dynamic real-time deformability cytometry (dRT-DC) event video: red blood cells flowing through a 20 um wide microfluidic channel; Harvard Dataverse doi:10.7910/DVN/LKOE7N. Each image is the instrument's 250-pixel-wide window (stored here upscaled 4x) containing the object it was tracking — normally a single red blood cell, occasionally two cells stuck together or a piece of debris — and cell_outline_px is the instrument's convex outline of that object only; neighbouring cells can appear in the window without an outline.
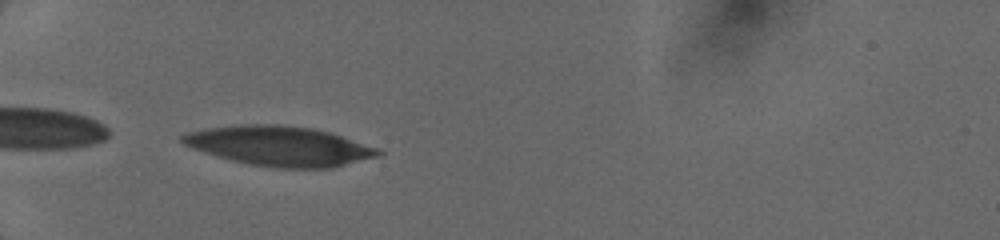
{"species": "human", "species_latin": "Homo sapiens", "temperature_condition": "cold", "stored_images_in_passage": 15, "camera_frame_rate_fps": 3000, "um_per_image_px": 0.085, "donor": {"sex": "female"}, "frame": {"image": 1, "passage_image": 1, "time_ms": 0.0, "image_size_px": [1000, 240], "cell_outline_px": [[384, 152], [380, 156], [332, 168], [276, 168], [252, 164], [232, 160], [184, 144], [180, 140], [180, 136], [188, 132], [208, 128], [248, 124], [276, 124], [312, 128], [328, 132], [376, 148]], "centroid_in_image_um": [23.8, 12.41], "position_along_channel_um": 61.2, "area_um2": 44.56}}
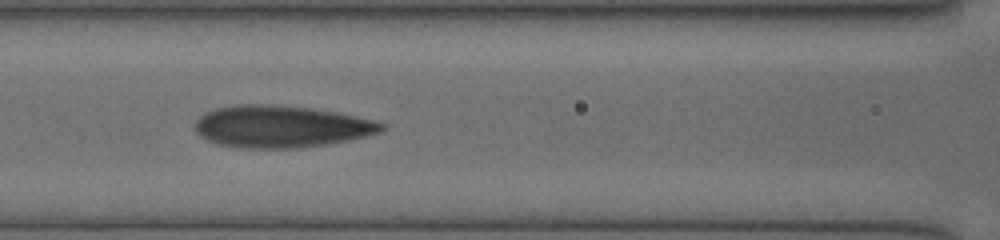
{"frame": {"image": 2, "passage_image": 10, "time_ms": 2.333, "image_size_px": [1000, 240], "cell_outline_px": [[388, 128], [380, 132], [364, 136], [328, 144], [300, 148], [240, 148], [220, 144], [208, 140], [200, 136], [192, 128], [192, 124], [204, 112], [216, 108], [236, 104], [272, 104], [312, 108], [336, 112], [372, 120], [384, 124]], "centroid_in_image_um": [23.83, 10.75], "position_along_channel_um": 142.8, "area_um2": 45.89}}
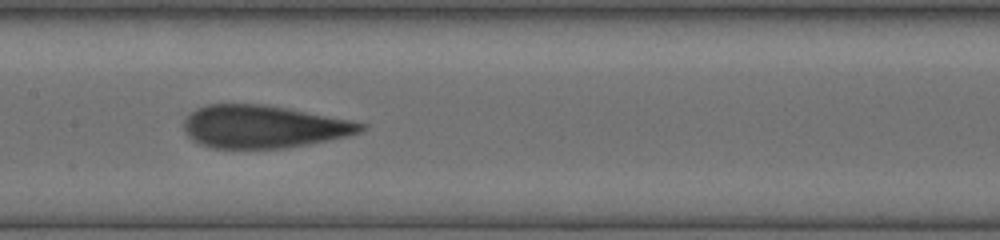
{"frame": {"image": 3, "passage_image": 14, "time_ms": 3.333, "image_size_px": [1000, 240], "cell_outline_px": [[368, 124], [360, 132], [328, 140], [288, 148], [212, 148], [200, 144], [192, 140], [184, 132], [184, 120], [196, 108], [204, 104], [260, 104], [288, 108]], "centroid_in_image_um": [22.34, 10.77], "position_along_channel_um": 185.1, "area_um2": 43.87}}